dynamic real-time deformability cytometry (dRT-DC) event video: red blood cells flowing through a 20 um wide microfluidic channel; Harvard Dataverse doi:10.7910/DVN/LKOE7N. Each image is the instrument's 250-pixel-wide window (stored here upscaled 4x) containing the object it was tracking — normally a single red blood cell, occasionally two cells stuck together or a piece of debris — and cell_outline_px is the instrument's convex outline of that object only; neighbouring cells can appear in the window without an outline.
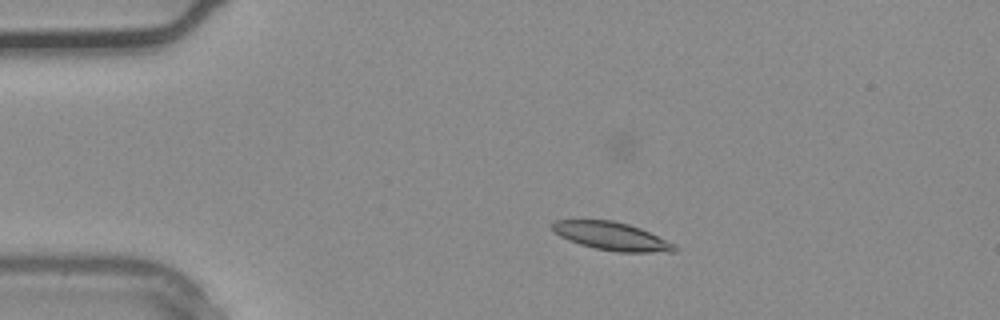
{"species": "common noctule bat (a hibernating species)", "species_latin": "Nyctalus noctula", "temperature_condition": "warm", "stored_images_in_passage": 36, "camera_frame_rate_fps": 3000, "um_per_image_px": 0.085, "animal": {"sex": "male", "body_mass_g": 20.4}, "frame": {"image": 1, "passage_image": 6, "time_ms": 1.667, "image_size_px": [1000, 320], "cell_outline_px": [[676, 252], [616, 252], [596, 248], [580, 244], [568, 240], [552, 232], [552, 220], [612, 220], [628, 224], [640, 228], [676, 244]], "centroid_in_image_um": [51.98, 20.07], "position_along_channel_um": 33.0, "area_um2": 20.06}}